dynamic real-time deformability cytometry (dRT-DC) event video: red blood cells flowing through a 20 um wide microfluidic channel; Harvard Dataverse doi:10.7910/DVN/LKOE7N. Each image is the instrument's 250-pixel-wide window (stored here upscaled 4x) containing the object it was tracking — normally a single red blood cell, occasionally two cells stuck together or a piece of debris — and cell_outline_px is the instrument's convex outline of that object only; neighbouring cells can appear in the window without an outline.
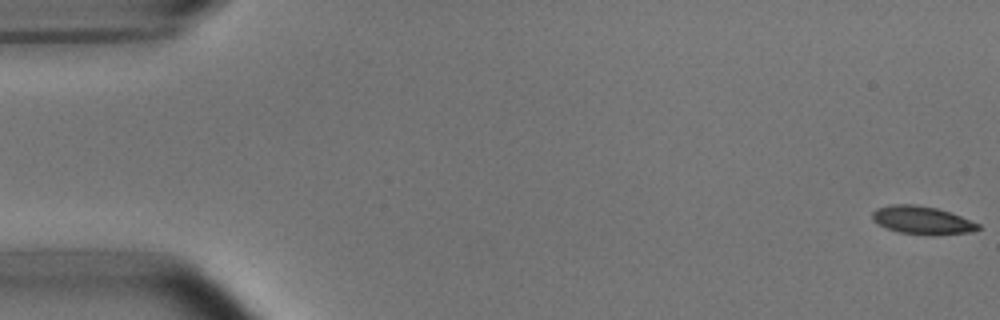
{"species": "common noctule bat (a hibernating species)", "species_latin": "Nyctalus noctula", "temperature_condition": "room temperature", "stored_images_in_passage": 54, "camera_frame_rate_fps": 3000, "um_per_image_px": 0.085, "animal": {"sex": "male", "body_mass_g": 15.6}, "frame": {"image": 1, "passage_image": 1, "time_ms": 0.0, "image_size_px": [1000, 320], "cell_outline_px": [[980, 228], [968, 232], [896, 232], [872, 220], [872, 212], [876, 208], [892, 204], [916, 204], [936, 208], [952, 212], [980, 224]], "centroid_in_image_um": [78.32, 18.64], "position_along_channel_um": 6.7, "area_um2": 16.42}}
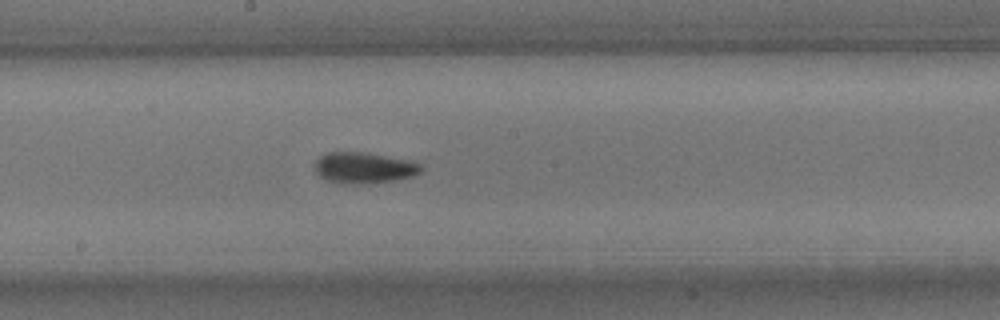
{"frame": {"image": 2, "passage_image": 29, "time_ms": 9.333, "image_size_px": [1000, 320], "cell_outline_px": [[424, 168], [420, 172], [412, 176], [396, 180], [364, 184], [344, 184], [324, 180], [316, 172], [316, 160], [320, 156], [328, 152], [360, 152], [408, 160], [420, 164]], "centroid_in_image_um": [30.92, 14.28], "position_along_channel_um": 217.3, "area_um2": 19.13}}
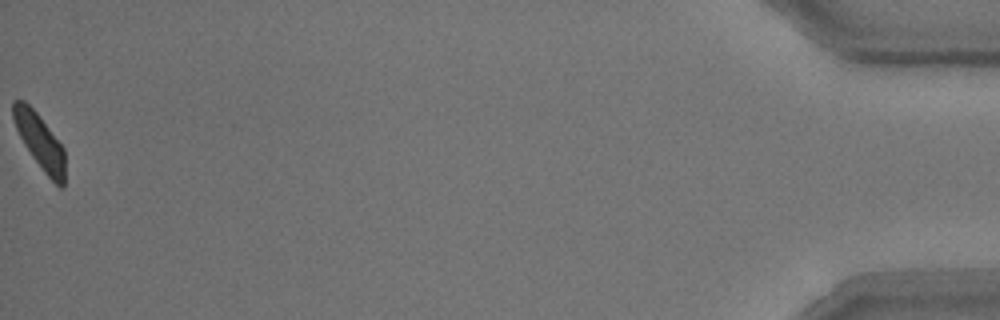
{"frame": {"image": 3, "passage_image": 54, "time_ms": 17.667, "image_size_px": [1000, 320], "cell_outline_px": [[64, 188], [60, 188], [44, 172], [32, 156], [24, 144], [12, 120], [12, 100], [24, 100], [36, 112], [64, 148]], "centroid_in_image_um": [3.36, 12.0], "position_along_channel_um": 431.8, "area_um2": 16.42}, "authors_computed_cell_mechanics": {"area_um2": 17.8891, "velocity_mm_per_s": 3.7508, "shape_relaxation_time_tau1_ms": 3.8797, "shape_relaxation_time_tau2_ms": 2.2296, "deformation_change_tau1": 0.1371, "deformation_change_tau2": 0.0845}}